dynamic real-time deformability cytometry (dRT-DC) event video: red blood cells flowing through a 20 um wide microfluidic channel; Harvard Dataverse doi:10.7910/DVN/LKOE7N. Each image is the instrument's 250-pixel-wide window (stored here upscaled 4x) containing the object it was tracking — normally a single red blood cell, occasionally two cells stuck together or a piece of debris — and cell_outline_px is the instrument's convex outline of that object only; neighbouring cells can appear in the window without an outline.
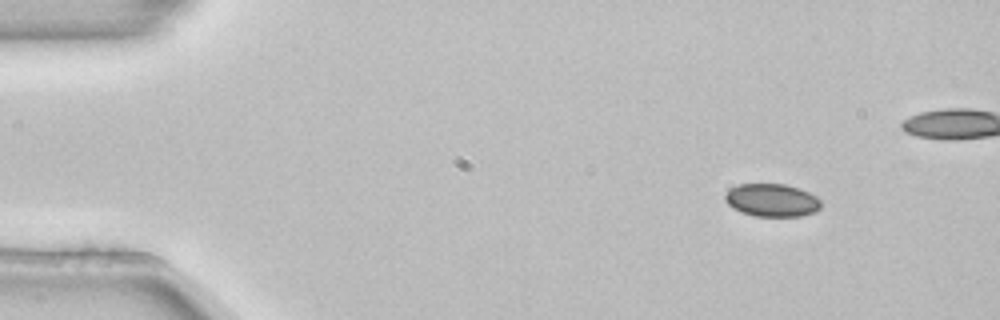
{"species": "common noctule bat (a hibernating species)", "species_latin": "Nyctalus noctula", "temperature_condition": "room temperature", "stored_images_in_passage": 4, "camera_frame_rate_fps": 3000, "um_per_image_px": 0.085, "animal": {"sex": "female", "body_mass_g": 22.7, "forearm_length_mm": 54.2}, "frame": {"image": 1, "passage_image": 1, "time_ms": 0.0, "image_size_px": [1000, 320], "cell_outline_px": [[820, 208], [816, 212], [800, 216], [752, 216], [740, 212], [728, 204], [724, 200], [724, 192], [740, 184], [784, 184], [808, 192], [816, 196], [820, 200]], "centroid_in_image_um": [65.58, 17.03], "position_along_channel_um": 19.4, "area_um2": 18.38}}